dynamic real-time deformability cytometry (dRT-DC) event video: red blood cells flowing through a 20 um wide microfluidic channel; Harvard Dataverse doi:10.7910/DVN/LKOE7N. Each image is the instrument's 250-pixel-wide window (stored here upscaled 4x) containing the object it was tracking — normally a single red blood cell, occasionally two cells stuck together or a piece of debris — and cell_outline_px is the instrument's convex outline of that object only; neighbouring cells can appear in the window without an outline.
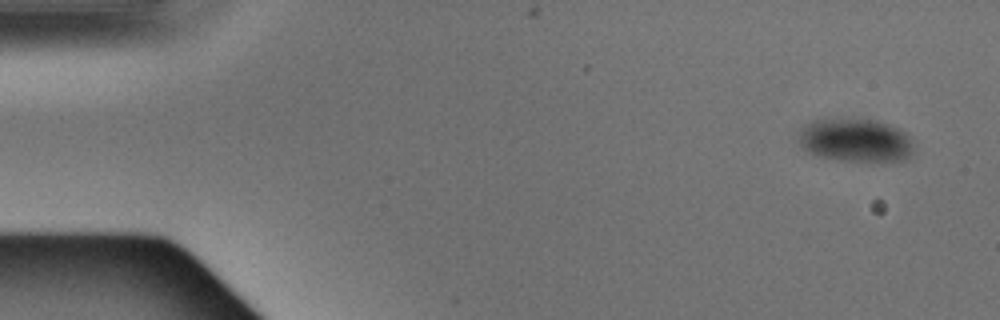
{"species": "Egyptian fruit bat (a non-hibernating species)", "species_latin": "Rousettus aegyptiacus", "temperature_condition": "warm", "stored_images_in_passage": 5, "camera_frame_rate_fps": 3000, "um_per_image_px": 0.085, "animal": {"sex": "male"}, "frame": {"image": 1, "passage_image": 1, "time_ms": 0.0, "image_size_px": [1000, 320], "cell_outline_px": [[912, 152], [904, 160], [840, 160], [820, 156], [808, 152], [800, 144], [796, 136], [800, 128], [804, 124], [812, 120], [876, 120], [900, 128], [912, 140]], "centroid_in_image_um": [72.67, 11.91], "position_along_channel_um": 12.3, "area_um2": 28.67}}